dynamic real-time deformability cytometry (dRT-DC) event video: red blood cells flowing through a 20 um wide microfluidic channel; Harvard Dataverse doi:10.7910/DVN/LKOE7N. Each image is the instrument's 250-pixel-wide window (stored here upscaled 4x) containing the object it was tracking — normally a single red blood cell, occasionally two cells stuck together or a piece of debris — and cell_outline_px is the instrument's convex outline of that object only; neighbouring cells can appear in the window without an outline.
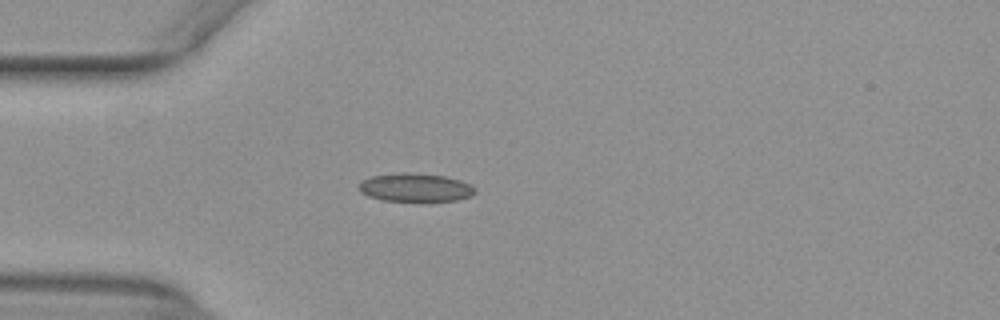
{"species": "common noctule bat (a hibernating species)", "species_latin": "Nyctalus noctula", "temperature_condition": "warm", "stored_images_in_passage": 39, "camera_frame_rate_fps": 3000, "um_per_image_px": 0.085, "animal": {"sex": "female", "body_mass_g": 29.2, "forearm_length_mm": 56.3}, "frame": {"image": 1, "passage_image": 1, "time_ms": 0.0, "image_size_px": [1000, 320], "cell_outline_px": [[476, 192], [472, 196], [456, 200], [420, 204], [380, 200], [368, 196], [360, 192], [356, 188], [360, 180], [372, 176], [400, 172], [412, 172], [444, 176], [460, 180], [476, 188]], "centroid_in_image_um": [35.27, 15.98], "position_along_channel_um": 49.7, "area_um2": 20.35}}
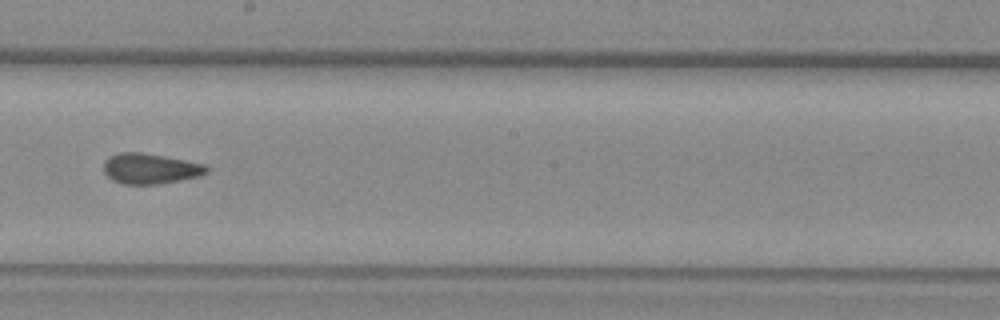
{"frame": {"image": 2, "passage_image": 16, "time_ms": 5.0, "image_size_px": [1000, 320], "cell_outline_px": [[208, 172], [200, 176], [180, 180], [156, 184], [124, 184], [112, 180], [104, 172], [104, 160], [108, 156], [120, 152], [140, 152], [184, 160], [204, 164], [208, 168]], "centroid_in_image_um": [12.74, 14.33], "position_along_channel_um": 235.5, "area_um2": 18.15}}
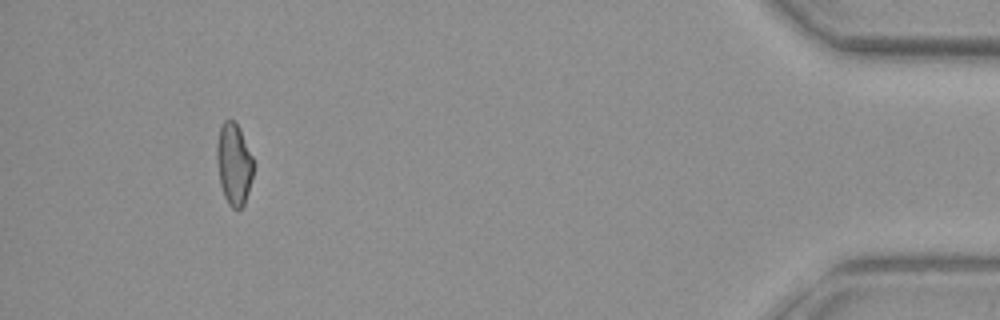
{"frame": {"image": 3, "passage_image": 35, "time_ms": 11.333, "image_size_px": [1000, 320], "cell_outline_px": [[252, 176], [248, 192], [244, 204], [240, 208], [232, 208], [228, 204], [224, 196], [220, 184], [216, 160], [216, 144], [220, 128], [224, 120], [236, 120], [240, 128], [252, 156]], "centroid_in_image_um": [19.86, 13.91], "position_along_channel_um": 415.3, "area_um2": 17.4}, "authors_computed_cell_mechanics": {"area_um2": 18.1492, "velocity_mm_per_s": 3.9663, "shape_relaxation_time_tau1_ms": null, "shape_relaxation_time_tau2_ms": 2.6888, "deformation_change_tau1": null, "deformation_change_tau2": 0.0847}}